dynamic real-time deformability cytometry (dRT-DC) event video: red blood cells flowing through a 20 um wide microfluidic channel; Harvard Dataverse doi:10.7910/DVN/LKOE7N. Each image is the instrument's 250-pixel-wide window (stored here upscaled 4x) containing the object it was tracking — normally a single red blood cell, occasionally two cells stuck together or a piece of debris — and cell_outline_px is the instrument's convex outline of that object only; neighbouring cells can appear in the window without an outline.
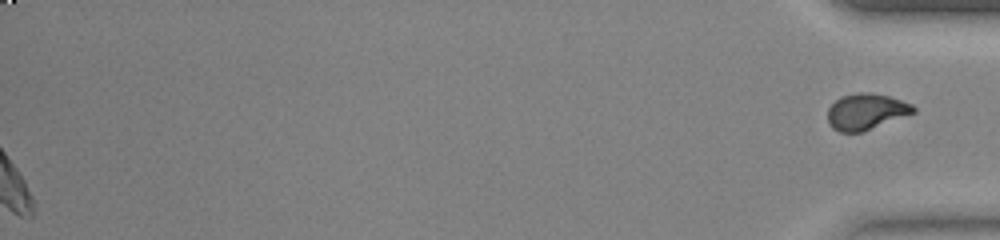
{"species": "common noctule bat (a hibernating species)", "species_latin": "Nyctalus noctula", "temperature_condition": "warm", "stored_images_in_passage": 46, "segment_of_instrument_passage": [2, 2], "camera_frame_rate_fps": 3000, "um_per_image_px": 0.085, "animal": {"sex": "female", "body_mass_g": 23.0, "forearm_length_mm": 53.4}, "frame": {"image": 1, "passage_image": 46, "time_ms": 15.0, "image_size_px": [1000, 240], "cell_outline_px": [[916, 112], [864, 132], [840, 132], [832, 128], [828, 124], [828, 108], [840, 96], [860, 92], [872, 92], [888, 96], [912, 104], [916, 108]], "centroid_in_image_um": [73.61, 9.49], "position_along_channel_um": 361.6, "area_um2": 18.21}}